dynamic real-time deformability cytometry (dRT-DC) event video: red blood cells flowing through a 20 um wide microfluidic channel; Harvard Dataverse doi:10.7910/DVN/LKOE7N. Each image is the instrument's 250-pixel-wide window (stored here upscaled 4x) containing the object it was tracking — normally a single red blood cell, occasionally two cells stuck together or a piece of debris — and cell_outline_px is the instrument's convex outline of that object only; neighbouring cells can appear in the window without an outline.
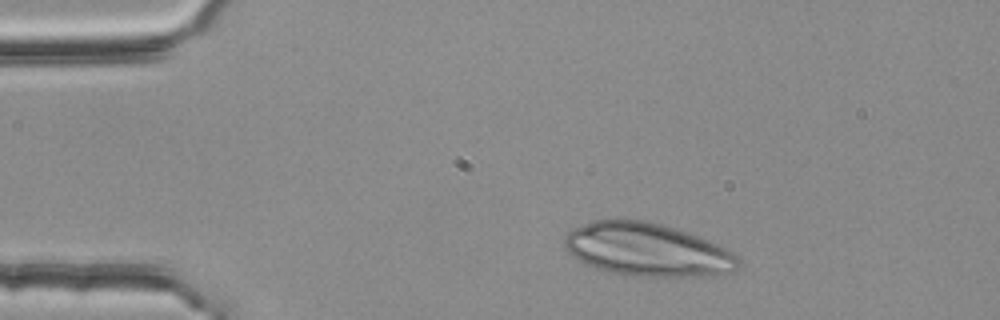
{"species": "common noctule bat (a hibernating species)", "species_latin": "Nyctalus noctula", "temperature_condition": "room temperature", "stored_images_in_passage": 41, "camera_frame_rate_fps": 3000, "um_per_image_px": 0.085, "animal": {"sex": "female", "body_mass_g": 25.1}, "frame": {"image": 1, "passage_image": 1, "time_ms": 0.0, "image_size_px": [1000, 320], "cell_outline_px": [[740, 264], [732, 272], [708, 276], [632, 276], [612, 272], [596, 268], [584, 264], [568, 252], [564, 248], [564, 236], [568, 232], [584, 224], [596, 220], [648, 220], [676, 228], [688, 232], [716, 244], [740, 256]], "centroid_in_image_um": [55.02, 21.23], "position_along_channel_um": 30.0, "area_um2": 53.7}}
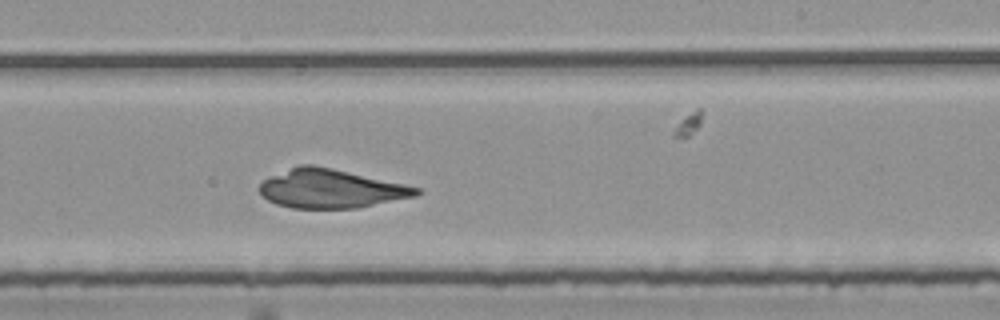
{"frame": {"image": 2, "passage_image": 24, "time_ms": 7.667, "image_size_px": [1000, 320], "cell_outline_px": [[424, 192], [416, 196], [356, 208], [292, 208], [276, 204], [268, 200], [260, 192], [260, 184], [264, 180], [272, 176], [300, 164], [312, 164], [404, 184], [420, 188]], "centroid_in_image_um": [28.14, 16.04], "position_along_channel_um": 260.9, "area_um2": 34.97}}
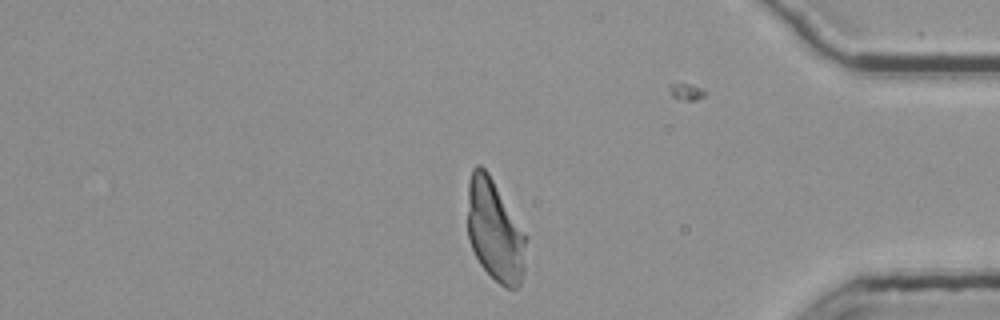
{"frame": {"image": 3, "passage_image": 37, "time_ms": 12.0, "image_size_px": [1000, 320], "cell_outline_px": [[524, 276], [520, 284], [516, 288], [504, 288], [480, 264], [468, 240], [468, 180], [472, 168], [476, 164], [480, 164], [488, 172], [524, 232]], "centroid_in_image_um": [42.03, 19.6], "position_along_channel_um": 393.2, "area_um2": 34.22}}